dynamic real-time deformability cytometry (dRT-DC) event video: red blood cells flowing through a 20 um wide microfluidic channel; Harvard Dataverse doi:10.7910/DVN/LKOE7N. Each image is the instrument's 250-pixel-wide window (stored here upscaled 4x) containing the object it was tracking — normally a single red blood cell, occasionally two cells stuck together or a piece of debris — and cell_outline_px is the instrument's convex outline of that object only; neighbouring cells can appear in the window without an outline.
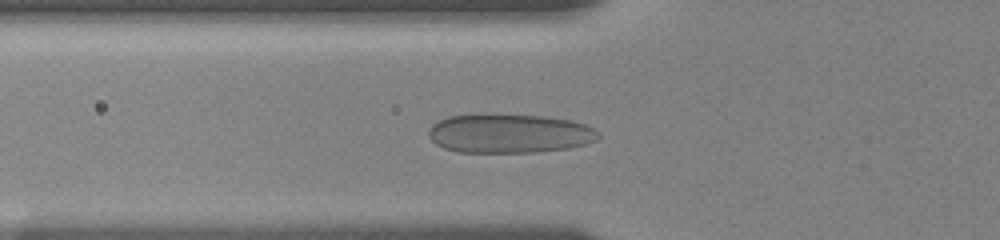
{"species": "human", "species_latin": "Homo sapiens", "temperature_condition": "room temperature", "stored_images_in_passage": 51, "camera_frame_rate_fps": 3000, "um_per_image_px": 0.085, "donor": {"sex": "female"}, "frame": {"image": 1, "passage_image": 19, "time_ms": 6.0, "image_size_px": [1000, 240], "cell_outline_px": [[600, 136], [596, 140], [584, 144], [568, 148], [536, 152], [456, 152], [444, 148], [436, 144], [428, 136], [428, 132], [432, 124], [448, 116], [544, 116], [572, 120], [596, 128], [600, 132]], "centroid_in_image_um": [43.34, 11.37], "position_along_channel_um": 82.5, "area_um2": 38.09}}
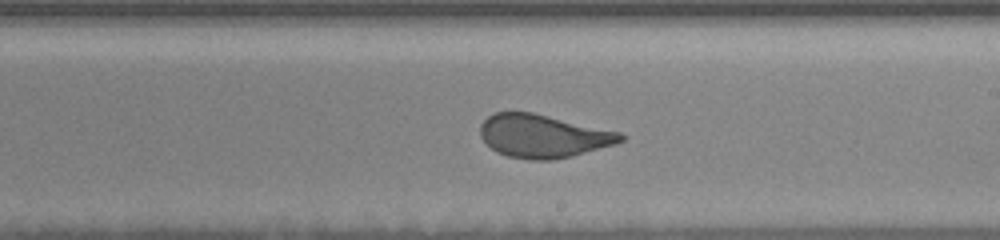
{"frame": {"image": 2, "passage_image": 31, "time_ms": 10.333, "image_size_px": [1000, 240], "cell_outline_px": [[624, 140], [616, 144], [572, 156], [552, 160], [532, 160], [508, 156], [496, 152], [480, 136], [480, 124], [488, 116], [496, 112], [532, 112], [620, 132], [624, 136]], "centroid_in_image_um": [46.16, 11.57], "position_along_channel_um": 242.8, "area_um2": 35.14}}
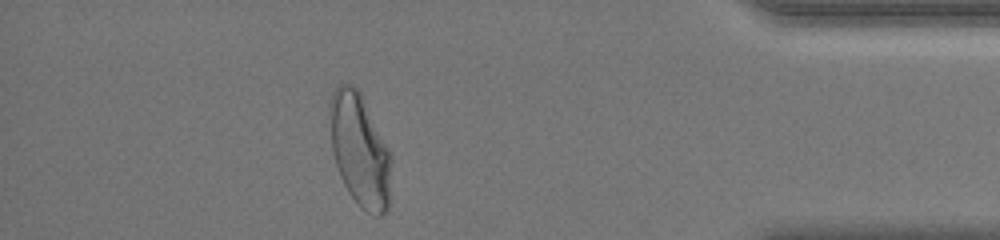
{"frame": {"image": 3, "passage_image": 45, "time_ms": 15.667, "image_size_px": [1000, 240], "cell_outline_px": [[392, 164], [388, 212], [384, 216], [376, 216], [364, 212], [360, 208], [348, 192], [340, 176], [336, 164], [332, 148], [328, 112], [328, 104], [332, 92], [336, 84], [352, 84], [360, 92], [392, 152]], "centroid_in_image_um": [30.6, 12.78], "position_along_channel_um": 404.6, "area_um2": 41.5}, "authors_computed_cell_mechanics": {"area_um2": 39.015, "velocity_mm_per_s": 3.6838, "shape_relaxation_time_tau1_ms": 6.9039, "shape_relaxation_time_tau2_ms": null, "deformation_change_tau1": 0.1938, "deformation_change_tau2": null}}